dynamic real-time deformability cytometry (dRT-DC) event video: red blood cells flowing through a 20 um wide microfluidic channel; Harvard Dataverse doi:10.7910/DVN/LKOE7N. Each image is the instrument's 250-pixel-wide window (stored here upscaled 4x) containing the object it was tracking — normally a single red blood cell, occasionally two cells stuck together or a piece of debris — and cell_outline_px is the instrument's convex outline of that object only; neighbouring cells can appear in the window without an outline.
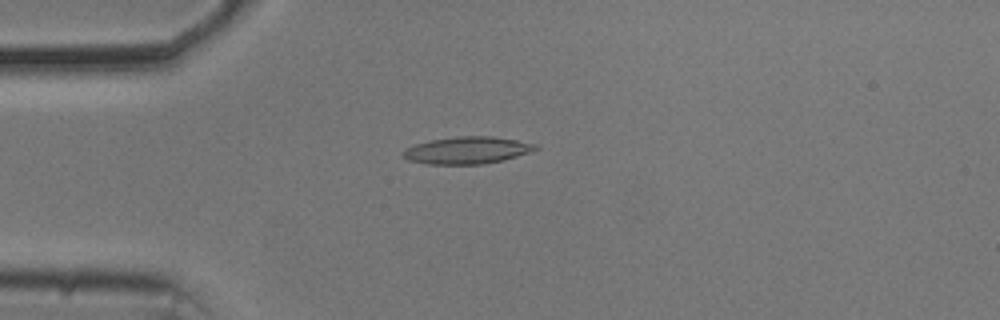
{"species": "common noctule bat (a hibernating species)", "species_latin": "Nyctalus noctula", "temperature_condition": "cold", "stored_images_in_passage": 38, "camera_frame_rate_fps": 3000, "um_per_image_px": 0.085, "animal": {"sex": "male", "body_mass_g": 20.5, "forearm_length_mm": 52.5}, "frame": {"image": 1, "passage_image": 3, "time_ms": 0.667, "image_size_px": [1000, 320], "cell_outline_px": [[540, 148], [504, 160], [484, 164], [428, 164], [408, 160], [400, 152], [404, 148], [416, 144], [432, 140], [456, 136], [492, 136], [516, 140], [536, 144]], "centroid_in_image_um": [39.68, 12.77], "position_along_channel_um": 45.3, "area_um2": 20.87}}
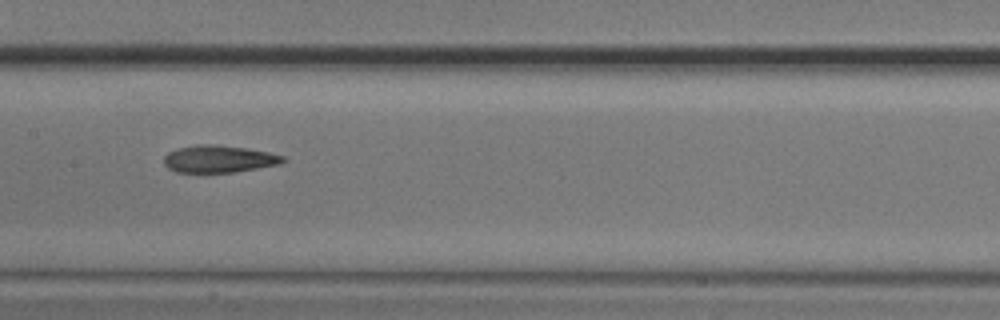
{"frame": {"image": 2, "passage_image": 16, "time_ms": 5.0, "image_size_px": [1000, 320], "cell_outline_px": [[288, 160], [280, 164], [232, 172], [176, 172], [168, 168], [164, 164], [164, 156], [168, 152], [180, 148], [196, 144], [212, 144], [244, 148], [268, 152], [284, 156]], "centroid_in_image_um": [18.6, 13.51], "position_along_channel_um": 188.8, "area_um2": 18.73}}
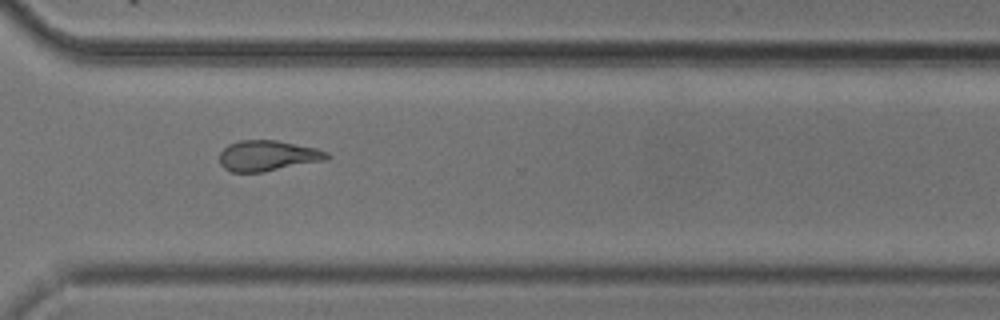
{"frame": {"image": 3, "passage_image": 29, "time_ms": 9.333, "image_size_px": [1000, 320], "cell_outline_px": [[332, 156], [328, 160], [264, 172], [232, 172], [224, 168], [220, 164], [220, 152], [228, 144], [240, 140], [276, 140], [316, 148], [328, 152]], "centroid_in_image_um": [22.79, 13.24], "position_along_channel_um": 347.8, "area_um2": 19.36}, "authors_computed_cell_mechanics": {"area_um2": 18.8139, "velocity_mm_per_s": 3.6839, "shape_relaxation_time_tau1_ms": null, "shape_relaxation_time_tau2_ms": 5.3662, "deformation_change_tau1": null, "deformation_change_tau2": 0.1564}}